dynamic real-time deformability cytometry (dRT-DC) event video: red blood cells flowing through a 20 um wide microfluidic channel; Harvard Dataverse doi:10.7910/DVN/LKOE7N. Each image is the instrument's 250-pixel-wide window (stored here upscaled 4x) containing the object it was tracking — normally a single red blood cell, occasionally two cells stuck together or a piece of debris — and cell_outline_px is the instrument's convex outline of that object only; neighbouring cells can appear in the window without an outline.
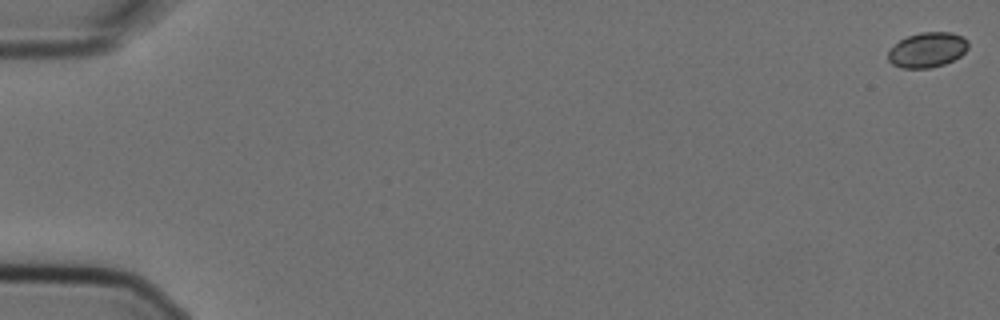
{"species": "Egyptian fruit bat (a non-hibernating species)", "species_latin": "Rousettus aegyptiacus", "temperature_condition": "cold", "stored_images_in_passage": 2, "camera_frame_rate_fps": 3000, "um_per_image_px": 0.085, "animal": {"sex": "female"}, "frame": {"image": 1, "passage_image": 1, "time_ms": 0.0, "image_size_px": [1000, 320], "cell_outline_px": [[968, 48], [960, 56], [944, 64], [928, 68], [900, 68], [892, 64], [888, 60], [888, 48], [900, 40], [908, 36], [920, 32], [952, 32], [968, 40]], "centroid_in_image_um": [78.79, 4.24], "position_along_channel_um": 6.2, "area_um2": 16.42}}